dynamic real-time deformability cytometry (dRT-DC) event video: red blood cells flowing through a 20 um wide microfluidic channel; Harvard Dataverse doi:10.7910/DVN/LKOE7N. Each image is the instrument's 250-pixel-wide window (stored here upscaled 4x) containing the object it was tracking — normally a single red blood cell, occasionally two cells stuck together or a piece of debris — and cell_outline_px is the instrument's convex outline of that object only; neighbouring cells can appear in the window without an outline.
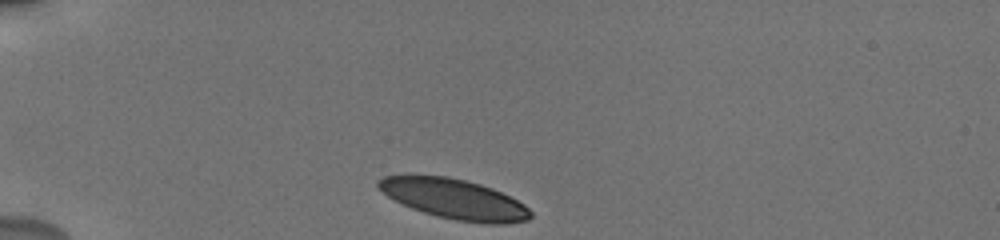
{"species": "human", "species_latin": "Homo sapiens", "temperature_condition": "cold", "stored_images_in_passage": 30, "camera_frame_rate_fps": 3000, "um_per_image_px": 0.085, "donor": {"sex": "male"}, "frame": {"image": 1, "passage_image": 1, "time_ms": 0.0, "image_size_px": [1000, 240], "cell_outline_px": [[532, 216], [528, 220], [508, 224], [488, 224], [456, 220], [436, 216], [412, 208], [388, 196], [376, 188], [376, 180], [384, 176], [448, 176], [480, 184], [492, 188], [524, 204], [532, 212]], "centroid_in_image_um": [38.63, 16.93], "position_along_channel_um": 46.4, "area_um2": 35.26}}
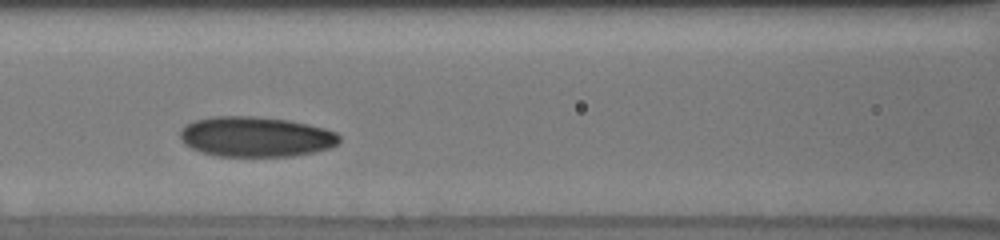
{"frame": {"image": 2, "passage_image": 12, "time_ms": 3.667, "image_size_px": [1000, 240], "cell_outline_px": [[340, 140], [332, 148], [292, 156], [216, 156], [200, 152], [184, 144], [180, 136], [180, 132], [192, 120], [212, 116], [256, 116], [288, 120], [308, 124], [324, 128], [336, 132], [340, 136]], "centroid_in_image_um": [21.74, 11.62], "position_along_channel_um": 144.9, "area_um2": 37.4}}
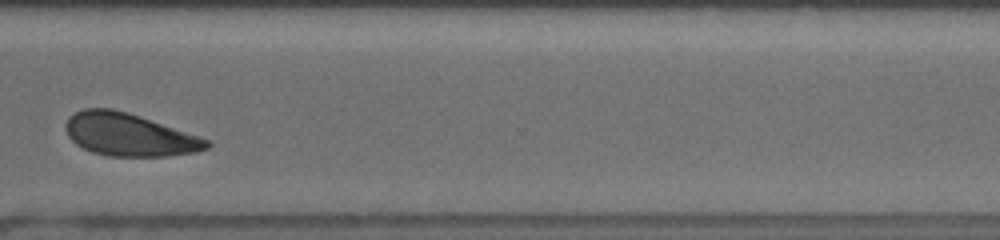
{"frame": {"image": 3, "passage_image": 27, "time_ms": 9.333, "image_size_px": [1000, 240], "cell_outline_px": [[212, 144], [208, 148], [196, 152], [168, 156], [108, 156], [92, 152], [76, 144], [68, 136], [64, 128], [64, 124], [68, 116], [84, 108], [112, 108], [128, 112], [212, 140]], "centroid_in_image_um": [10.98, 11.44], "position_along_channel_um": 359.6, "area_um2": 35.37}, "authors_computed_cell_mechanics": {"area_um2": 36.5874, "velocity_mm_per_s": 3.7817, "shape_relaxation_time_tau1_ms": 2.4043, "shape_relaxation_time_tau2_ms": 2.1527, "deformation_change_tau1": 0.0998, "deformation_change_tau2": 0.0649}}